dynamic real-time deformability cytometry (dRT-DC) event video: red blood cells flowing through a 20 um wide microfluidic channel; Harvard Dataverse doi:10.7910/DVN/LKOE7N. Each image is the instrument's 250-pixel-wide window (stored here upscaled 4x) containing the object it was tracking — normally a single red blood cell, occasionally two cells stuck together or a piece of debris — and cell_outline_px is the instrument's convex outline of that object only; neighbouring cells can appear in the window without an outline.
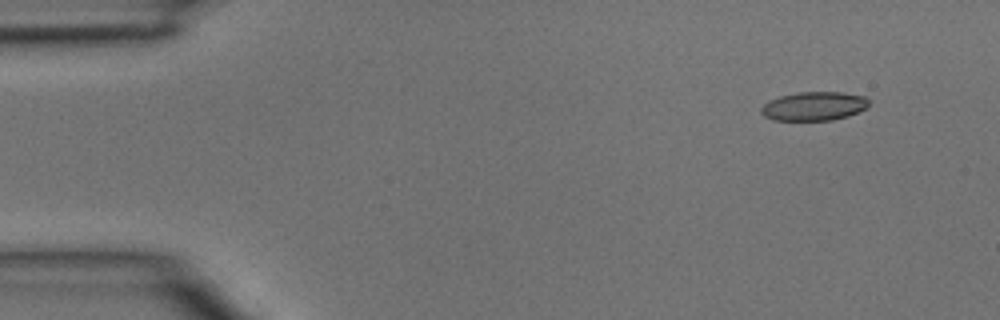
{"species": "common noctule bat (a hibernating species)", "species_latin": "Nyctalus noctula", "temperature_condition": "room temperature", "stored_images_in_passage": 4, "camera_frame_rate_fps": 3000, "um_per_image_px": 0.085, "animal": {"sex": "male", "body_mass_g": 15.6}, "frame": {"image": 1, "passage_image": 2, "time_ms": 0.333, "image_size_px": [1000, 320], "cell_outline_px": [[868, 108], [848, 116], [832, 120], [772, 120], [764, 116], [760, 112], [760, 108], [768, 100], [780, 96], [796, 92], [844, 92], [864, 96], [868, 100]], "centroid_in_image_um": [69.17, 9.02], "position_along_channel_um": 15.8, "area_um2": 18.26}}
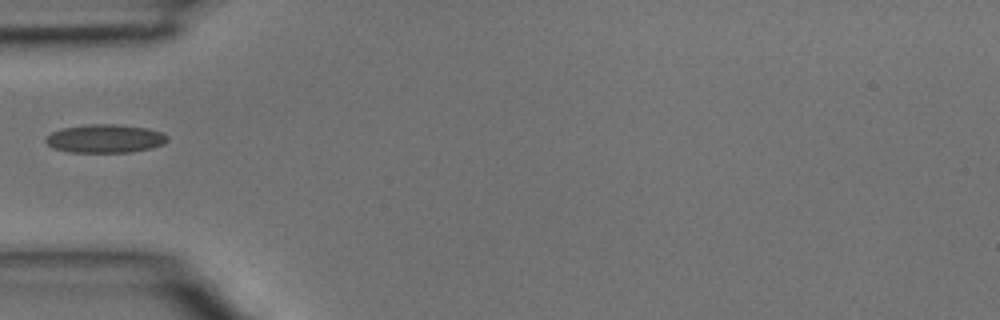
{"frame": {"image": 2, "passage_image": 4, "time_ms": 1.0, "image_size_px": [1000, 320], "cell_outline_px": [[168, 140], [164, 144], [152, 148], [128, 152], [68, 152], [52, 148], [44, 140], [52, 132], [64, 128], [92, 124], [116, 124], [148, 128], [160, 132], [168, 136]], "centroid_in_image_um": [8.95, 11.78], "position_along_channel_um": 76.0, "area_um2": 20.06}}